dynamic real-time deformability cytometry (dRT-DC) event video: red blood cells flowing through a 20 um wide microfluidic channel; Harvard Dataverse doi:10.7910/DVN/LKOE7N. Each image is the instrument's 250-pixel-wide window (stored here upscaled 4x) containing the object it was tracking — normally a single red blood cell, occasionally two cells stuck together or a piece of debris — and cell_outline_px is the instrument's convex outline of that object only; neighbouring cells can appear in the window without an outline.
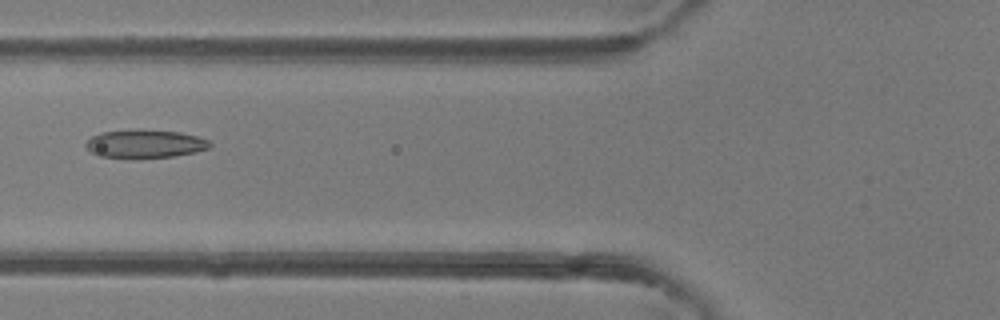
{"species": "common noctule bat (a hibernating species)", "species_latin": "Nyctalus noctula", "temperature_condition": "room temperature", "stored_images_in_passage": 48, "camera_frame_rate_fps": 3000, "um_per_image_px": 0.085, "animal": {"sex": "female"}, "frame": {"image": 1, "passage_image": 19, "time_ms": 6.0, "image_size_px": [1000, 320], "cell_outline_px": [[212, 144], [208, 148], [196, 152], [172, 156], [132, 160], [100, 156], [92, 152], [84, 144], [92, 136], [100, 132], [140, 128], [180, 132], [196, 136], [208, 140]], "centroid_in_image_um": [12.29, 12.23], "position_along_channel_um": 113.5, "area_um2": 21.04}}
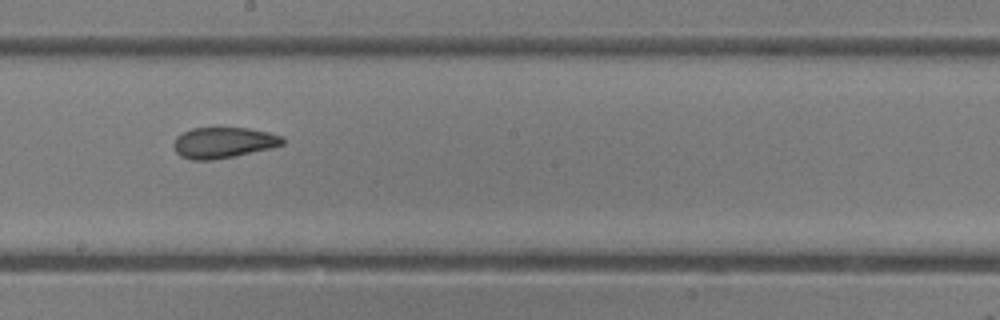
{"frame": {"image": 2, "passage_image": 27, "time_ms": 8.667, "image_size_px": [1000, 320], "cell_outline_px": [[284, 144], [268, 148], [232, 156], [212, 160], [192, 160], [180, 156], [176, 152], [172, 144], [176, 136], [192, 128], [248, 128], [268, 132], [284, 136]], "centroid_in_image_um": [18.95, 12.12], "position_along_channel_um": 229.2, "area_um2": 19.42}}
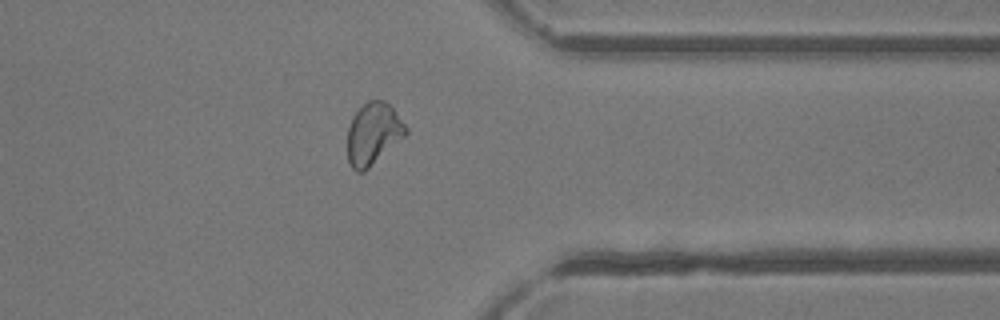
{"frame": {"image": 3, "passage_image": 38, "time_ms": 12.333, "image_size_px": [1000, 320], "cell_outline_px": [[408, 132], [404, 136], [364, 172], [356, 172], [352, 168], [348, 160], [348, 128], [352, 116], [368, 100], [384, 100], [392, 108], [408, 128]], "centroid_in_image_um": [31.71, 11.37], "position_along_channel_um": 379.7, "area_um2": 20.75}, "authors_computed_cell_mechanics": {"area_um2": 21.7617, "velocity_mm_per_s": 4.3354, "shape_relaxation_time_tau1_ms": null, "shape_relaxation_time_tau2_ms": 1.7018, "deformation_change_tau1": null, "deformation_change_tau2": 0.0624}}